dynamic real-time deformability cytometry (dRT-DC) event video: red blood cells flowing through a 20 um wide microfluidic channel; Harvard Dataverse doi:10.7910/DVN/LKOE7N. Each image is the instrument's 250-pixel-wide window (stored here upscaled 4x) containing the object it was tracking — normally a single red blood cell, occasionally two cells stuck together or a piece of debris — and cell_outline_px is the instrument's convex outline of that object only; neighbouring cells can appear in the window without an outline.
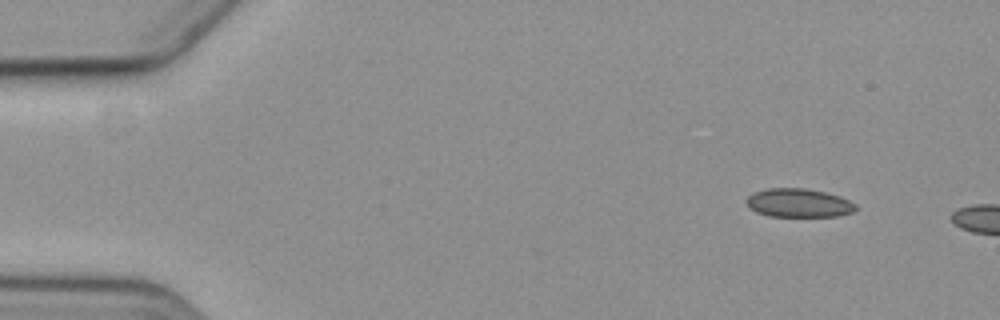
{"species": "common noctule bat (a hibernating species)", "species_latin": "Nyctalus noctula", "temperature_condition": "cold", "stored_images_in_passage": 3, "camera_frame_rate_fps": 3000, "um_per_image_px": 0.085, "animal": {"sex": "female", "body_mass_g": 19.3, "forearm_length_mm": 54.1}, "frame": {"image": 1, "passage_image": 1, "time_ms": 0.0, "image_size_px": [1000, 320], "cell_outline_px": [[856, 208], [852, 212], [836, 216], [768, 216], [756, 212], [744, 200], [752, 192], [768, 188], [804, 188], [824, 192], [840, 196], [856, 204]], "centroid_in_image_um": [67.86, 17.24], "position_along_channel_um": 17.1, "area_um2": 18.15}}